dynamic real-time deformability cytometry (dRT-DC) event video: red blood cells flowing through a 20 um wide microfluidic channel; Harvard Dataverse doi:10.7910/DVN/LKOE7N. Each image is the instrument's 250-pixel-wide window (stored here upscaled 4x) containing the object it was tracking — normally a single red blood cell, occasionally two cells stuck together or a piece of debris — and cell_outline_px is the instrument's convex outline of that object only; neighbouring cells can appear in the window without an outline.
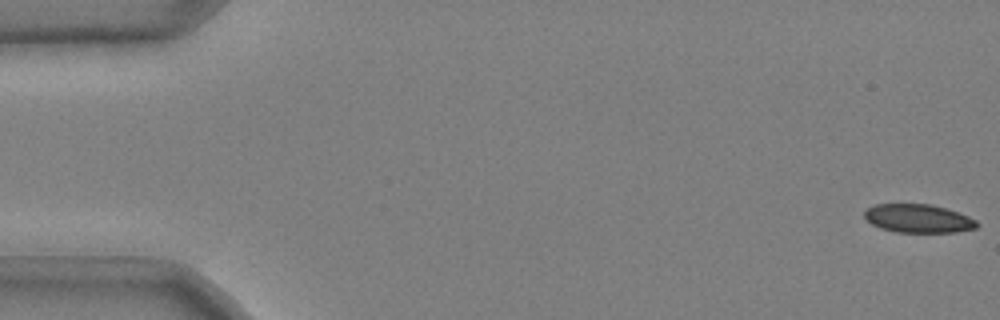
{"species": "common noctule bat (a hibernating species)", "species_latin": "Nyctalus noctula", "temperature_condition": "cold", "stored_images_in_passage": 8, "camera_frame_rate_fps": 3000, "um_per_image_px": 0.085, "animal": {"sex": "male", "body_mass_g": 20.4}, "frame": {"image": 1, "passage_image": 1, "time_ms": 0.0, "image_size_px": [1000, 320], "cell_outline_px": [[980, 224], [976, 228], [956, 232], [896, 232], [880, 228], [872, 224], [864, 216], [864, 208], [876, 204], [932, 204], [968, 216], [976, 220]], "centroid_in_image_um": [78.03, 18.57], "position_along_channel_um": 7.0, "area_um2": 18.67}}